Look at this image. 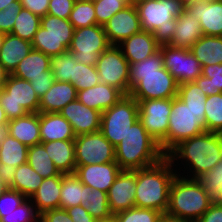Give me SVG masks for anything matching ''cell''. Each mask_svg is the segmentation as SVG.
I'll use <instances>...</instances> for the list:
<instances>
[{"mask_svg":"<svg viewBox=\"0 0 222 222\" xmlns=\"http://www.w3.org/2000/svg\"><path fill=\"white\" fill-rule=\"evenodd\" d=\"M129 95L136 101L170 99L178 95L175 78L163 66L160 49L148 58L130 64Z\"/></svg>","mask_w":222,"mask_h":222,"instance_id":"1","label":"cell"},{"mask_svg":"<svg viewBox=\"0 0 222 222\" xmlns=\"http://www.w3.org/2000/svg\"><path fill=\"white\" fill-rule=\"evenodd\" d=\"M165 157L176 167V161L184 160L185 165H182L186 167L184 173L187 175L182 176L198 179L212 170L222 159V134L205 131L180 141Z\"/></svg>","mask_w":222,"mask_h":222,"instance_id":"2","label":"cell"},{"mask_svg":"<svg viewBox=\"0 0 222 222\" xmlns=\"http://www.w3.org/2000/svg\"><path fill=\"white\" fill-rule=\"evenodd\" d=\"M164 157L159 163L136 170L135 207L150 208L165 215L169 205L170 185L178 173Z\"/></svg>","mask_w":222,"mask_h":222,"instance_id":"3","label":"cell"},{"mask_svg":"<svg viewBox=\"0 0 222 222\" xmlns=\"http://www.w3.org/2000/svg\"><path fill=\"white\" fill-rule=\"evenodd\" d=\"M165 154L159 143L146 131L138 119L115 147V159L121 170H139L159 163Z\"/></svg>","mask_w":222,"mask_h":222,"instance_id":"4","label":"cell"},{"mask_svg":"<svg viewBox=\"0 0 222 222\" xmlns=\"http://www.w3.org/2000/svg\"><path fill=\"white\" fill-rule=\"evenodd\" d=\"M212 203L197 179L183 177L178 172L170 185L169 205L164 216L196 222Z\"/></svg>","mask_w":222,"mask_h":222,"instance_id":"5","label":"cell"},{"mask_svg":"<svg viewBox=\"0 0 222 222\" xmlns=\"http://www.w3.org/2000/svg\"><path fill=\"white\" fill-rule=\"evenodd\" d=\"M186 8V0H149L136 5L141 30L151 32L159 45H168L176 19Z\"/></svg>","mask_w":222,"mask_h":222,"instance_id":"6","label":"cell"},{"mask_svg":"<svg viewBox=\"0 0 222 222\" xmlns=\"http://www.w3.org/2000/svg\"><path fill=\"white\" fill-rule=\"evenodd\" d=\"M73 33L74 27L69 19L47 14L41 17V24L35 33L32 47L49 57L57 56L68 51Z\"/></svg>","mask_w":222,"mask_h":222,"instance_id":"7","label":"cell"},{"mask_svg":"<svg viewBox=\"0 0 222 222\" xmlns=\"http://www.w3.org/2000/svg\"><path fill=\"white\" fill-rule=\"evenodd\" d=\"M40 98L30 81L9 75L0 91V105L8 120L23 117L28 113H39Z\"/></svg>","mask_w":222,"mask_h":222,"instance_id":"8","label":"cell"},{"mask_svg":"<svg viewBox=\"0 0 222 222\" xmlns=\"http://www.w3.org/2000/svg\"><path fill=\"white\" fill-rule=\"evenodd\" d=\"M138 119V102L130 95H125L101 113L100 132L116 147Z\"/></svg>","mask_w":222,"mask_h":222,"instance_id":"9","label":"cell"},{"mask_svg":"<svg viewBox=\"0 0 222 222\" xmlns=\"http://www.w3.org/2000/svg\"><path fill=\"white\" fill-rule=\"evenodd\" d=\"M167 132V153L180 141L206 131L205 113L193 112L180 98H172Z\"/></svg>","mask_w":222,"mask_h":222,"instance_id":"10","label":"cell"},{"mask_svg":"<svg viewBox=\"0 0 222 222\" xmlns=\"http://www.w3.org/2000/svg\"><path fill=\"white\" fill-rule=\"evenodd\" d=\"M139 120L146 131L159 143L161 151L167 154V132L171 114L172 98L137 101Z\"/></svg>","mask_w":222,"mask_h":222,"instance_id":"11","label":"cell"},{"mask_svg":"<svg viewBox=\"0 0 222 222\" xmlns=\"http://www.w3.org/2000/svg\"><path fill=\"white\" fill-rule=\"evenodd\" d=\"M110 46L102 25L74 29L68 49L77 63L96 66L99 55Z\"/></svg>","mask_w":222,"mask_h":222,"instance_id":"12","label":"cell"},{"mask_svg":"<svg viewBox=\"0 0 222 222\" xmlns=\"http://www.w3.org/2000/svg\"><path fill=\"white\" fill-rule=\"evenodd\" d=\"M96 69L100 83L113 86L124 95H129L130 64L119 46L110 45L103 51L97 60Z\"/></svg>","mask_w":222,"mask_h":222,"instance_id":"13","label":"cell"},{"mask_svg":"<svg viewBox=\"0 0 222 222\" xmlns=\"http://www.w3.org/2000/svg\"><path fill=\"white\" fill-rule=\"evenodd\" d=\"M159 49L163 57V66L181 85L194 82L202 75V66L190 49L160 45Z\"/></svg>","mask_w":222,"mask_h":222,"instance_id":"14","label":"cell"},{"mask_svg":"<svg viewBox=\"0 0 222 222\" xmlns=\"http://www.w3.org/2000/svg\"><path fill=\"white\" fill-rule=\"evenodd\" d=\"M76 165L102 164L116 161L115 147L98 131L76 136Z\"/></svg>","mask_w":222,"mask_h":222,"instance_id":"15","label":"cell"},{"mask_svg":"<svg viewBox=\"0 0 222 222\" xmlns=\"http://www.w3.org/2000/svg\"><path fill=\"white\" fill-rule=\"evenodd\" d=\"M110 45L118 46L125 39L141 31V22L136 6L129 4L114 14L104 25Z\"/></svg>","mask_w":222,"mask_h":222,"instance_id":"16","label":"cell"},{"mask_svg":"<svg viewBox=\"0 0 222 222\" xmlns=\"http://www.w3.org/2000/svg\"><path fill=\"white\" fill-rule=\"evenodd\" d=\"M136 170H121L107 192L109 209L113 215L135 206Z\"/></svg>","mask_w":222,"mask_h":222,"instance_id":"17","label":"cell"},{"mask_svg":"<svg viewBox=\"0 0 222 222\" xmlns=\"http://www.w3.org/2000/svg\"><path fill=\"white\" fill-rule=\"evenodd\" d=\"M186 9L199 20L203 35L222 36V0L186 1Z\"/></svg>","mask_w":222,"mask_h":222,"instance_id":"18","label":"cell"},{"mask_svg":"<svg viewBox=\"0 0 222 222\" xmlns=\"http://www.w3.org/2000/svg\"><path fill=\"white\" fill-rule=\"evenodd\" d=\"M71 125L76 136L100 131L101 113L77 99L59 112Z\"/></svg>","mask_w":222,"mask_h":222,"instance_id":"19","label":"cell"},{"mask_svg":"<svg viewBox=\"0 0 222 222\" xmlns=\"http://www.w3.org/2000/svg\"><path fill=\"white\" fill-rule=\"evenodd\" d=\"M120 171L121 168L117 162L113 161L102 164L76 165L74 174L83 184L107 193Z\"/></svg>","mask_w":222,"mask_h":222,"instance_id":"20","label":"cell"},{"mask_svg":"<svg viewBox=\"0 0 222 222\" xmlns=\"http://www.w3.org/2000/svg\"><path fill=\"white\" fill-rule=\"evenodd\" d=\"M118 46L129 64H135L156 53L160 45L153 33L141 30L125 39Z\"/></svg>","mask_w":222,"mask_h":222,"instance_id":"21","label":"cell"},{"mask_svg":"<svg viewBox=\"0 0 222 222\" xmlns=\"http://www.w3.org/2000/svg\"><path fill=\"white\" fill-rule=\"evenodd\" d=\"M123 96L125 95L119 89L100 82L91 88L77 92L78 101L100 113L111 108Z\"/></svg>","mask_w":222,"mask_h":222,"instance_id":"22","label":"cell"},{"mask_svg":"<svg viewBox=\"0 0 222 222\" xmlns=\"http://www.w3.org/2000/svg\"><path fill=\"white\" fill-rule=\"evenodd\" d=\"M77 99V90L70 82L54 81L40 98V113L60 112L68 103Z\"/></svg>","mask_w":222,"mask_h":222,"instance_id":"23","label":"cell"},{"mask_svg":"<svg viewBox=\"0 0 222 222\" xmlns=\"http://www.w3.org/2000/svg\"><path fill=\"white\" fill-rule=\"evenodd\" d=\"M203 36L201 24L186 8L176 19L174 35L168 45L177 48L190 47Z\"/></svg>","mask_w":222,"mask_h":222,"instance_id":"24","label":"cell"},{"mask_svg":"<svg viewBox=\"0 0 222 222\" xmlns=\"http://www.w3.org/2000/svg\"><path fill=\"white\" fill-rule=\"evenodd\" d=\"M39 124L41 142L74 140L76 138L72 125L58 112H39Z\"/></svg>","mask_w":222,"mask_h":222,"instance_id":"25","label":"cell"},{"mask_svg":"<svg viewBox=\"0 0 222 222\" xmlns=\"http://www.w3.org/2000/svg\"><path fill=\"white\" fill-rule=\"evenodd\" d=\"M7 129L8 134L28 147L41 144L39 113H28L9 120Z\"/></svg>","mask_w":222,"mask_h":222,"instance_id":"26","label":"cell"},{"mask_svg":"<svg viewBox=\"0 0 222 222\" xmlns=\"http://www.w3.org/2000/svg\"><path fill=\"white\" fill-rule=\"evenodd\" d=\"M62 176L63 173H60L44 178L37 191L30 197L40 215L44 211L59 208Z\"/></svg>","mask_w":222,"mask_h":222,"instance_id":"27","label":"cell"},{"mask_svg":"<svg viewBox=\"0 0 222 222\" xmlns=\"http://www.w3.org/2000/svg\"><path fill=\"white\" fill-rule=\"evenodd\" d=\"M60 173L73 174L76 170L74 140L41 142Z\"/></svg>","mask_w":222,"mask_h":222,"instance_id":"28","label":"cell"},{"mask_svg":"<svg viewBox=\"0 0 222 222\" xmlns=\"http://www.w3.org/2000/svg\"><path fill=\"white\" fill-rule=\"evenodd\" d=\"M32 49V42L12 34H5L0 50V63L11 74Z\"/></svg>","mask_w":222,"mask_h":222,"instance_id":"29","label":"cell"},{"mask_svg":"<svg viewBox=\"0 0 222 222\" xmlns=\"http://www.w3.org/2000/svg\"><path fill=\"white\" fill-rule=\"evenodd\" d=\"M51 57L41 51L32 49L31 52L22 59L11 75L30 81L31 78L45 76V72L51 70Z\"/></svg>","mask_w":222,"mask_h":222,"instance_id":"30","label":"cell"},{"mask_svg":"<svg viewBox=\"0 0 222 222\" xmlns=\"http://www.w3.org/2000/svg\"><path fill=\"white\" fill-rule=\"evenodd\" d=\"M191 53L201 66L222 63V36L203 35L191 47Z\"/></svg>","mask_w":222,"mask_h":222,"instance_id":"31","label":"cell"},{"mask_svg":"<svg viewBox=\"0 0 222 222\" xmlns=\"http://www.w3.org/2000/svg\"><path fill=\"white\" fill-rule=\"evenodd\" d=\"M86 185L73 174H63L61 183V193L59 208L79 206L85 202Z\"/></svg>","mask_w":222,"mask_h":222,"instance_id":"32","label":"cell"},{"mask_svg":"<svg viewBox=\"0 0 222 222\" xmlns=\"http://www.w3.org/2000/svg\"><path fill=\"white\" fill-rule=\"evenodd\" d=\"M41 177L28 163L17 167L14 181L9 188L20 192L26 198H30L43 182Z\"/></svg>","mask_w":222,"mask_h":222,"instance_id":"33","label":"cell"},{"mask_svg":"<svg viewBox=\"0 0 222 222\" xmlns=\"http://www.w3.org/2000/svg\"><path fill=\"white\" fill-rule=\"evenodd\" d=\"M29 147L7 133L0 146V163L9 167H19L27 163Z\"/></svg>","mask_w":222,"mask_h":222,"instance_id":"34","label":"cell"},{"mask_svg":"<svg viewBox=\"0 0 222 222\" xmlns=\"http://www.w3.org/2000/svg\"><path fill=\"white\" fill-rule=\"evenodd\" d=\"M82 206L96 220H108L113 217L109 209L108 196L106 192L92 189L86 185V197Z\"/></svg>","mask_w":222,"mask_h":222,"instance_id":"35","label":"cell"},{"mask_svg":"<svg viewBox=\"0 0 222 222\" xmlns=\"http://www.w3.org/2000/svg\"><path fill=\"white\" fill-rule=\"evenodd\" d=\"M27 163L43 178L60 174L42 144L29 147Z\"/></svg>","mask_w":222,"mask_h":222,"instance_id":"36","label":"cell"},{"mask_svg":"<svg viewBox=\"0 0 222 222\" xmlns=\"http://www.w3.org/2000/svg\"><path fill=\"white\" fill-rule=\"evenodd\" d=\"M41 24V17L21 8L10 34L32 42Z\"/></svg>","mask_w":222,"mask_h":222,"instance_id":"37","label":"cell"},{"mask_svg":"<svg viewBox=\"0 0 222 222\" xmlns=\"http://www.w3.org/2000/svg\"><path fill=\"white\" fill-rule=\"evenodd\" d=\"M194 82L206 96L222 93V63L202 66V75Z\"/></svg>","mask_w":222,"mask_h":222,"instance_id":"38","label":"cell"},{"mask_svg":"<svg viewBox=\"0 0 222 222\" xmlns=\"http://www.w3.org/2000/svg\"><path fill=\"white\" fill-rule=\"evenodd\" d=\"M180 98L193 112L205 113L207 96L195 82H187L178 86Z\"/></svg>","mask_w":222,"mask_h":222,"instance_id":"39","label":"cell"},{"mask_svg":"<svg viewBox=\"0 0 222 222\" xmlns=\"http://www.w3.org/2000/svg\"><path fill=\"white\" fill-rule=\"evenodd\" d=\"M69 21L74 29L97 25L93 0H76Z\"/></svg>","mask_w":222,"mask_h":222,"instance_id":"40","label":"cell"},{"mask_svg":"<svg viewBox=\"0 0 222 222\" xmlns=\"http://www.w3.org/2000/svg\"><path fill=\"white\" fill-rule=\"evenodd\" d=\"M205 121L206 131L222 134V93L207 96Z\"/></svg>","mask_w":222,"mask_h":222,"instance_id":"41","label":"cell"},{"mask_svg":"<svg viewBox=\"0 0 222 222\" xmlns=\"http://www.w3.org/2000/svg\"><path fill=\"white\" fill-rule=\"evenodd\" d=\"M76 63L75 57L69 51L51 57L50 65L54 81L70 82Z\"/></svg>","mask_w":222,"mask_h":222,"instance_id":"42","label":"cell"},{"mask_svg":"<svg viewBox=\"0 0 222 222\" xmlns=\"http://www.w3.org/2000/svg\"><path fill=\"white\" fill-rule=\"evenodd\" d=\"M116 222H161L164 215L154 209L132 207L113 215Z\"/></svg>","mask_w":222,"mask_h":222,"instance_id":"43","label":"cell"},{"mask_svg":"<svg viewBox=\"0 0 222 222\" xmlns=\"http://www.w3.org/2000/svg\"><path fill=\"white\" fill-rule=\"evenodd\" d=\"M70 83L75 86L77 92L97 85L99 83V75L96 66L76 63Z\"/></svg>","mask_w":222,"mask_h":222,"instance_id":"44","label":"cell"},{"mask_svg":"<svg viewBox=\"0 0 222 222\" xmlns=\"http://www.w3.org/2000/svg\"><path fill=\"white\" fill-rule=\"evenodd\" d=\"M97 25H104L114 14L129 5V0H93Z\"/></svg>","mask_w":222,"mask_h":222,"instance_id":"45","label":"cell"},{"mask_svg":"<svg viewBox=\"0 0 222 222\" xmlns=\"http://www.w3.org/2000/svg\"><path fill=\"white\" fill-rule=\"evenodd\" d=\"M1 222H40V214L37 212L30 198H27L10 214H4Z\"/></svg>","mask_w":222,"mask_h":222,"instance_id":"46","label":"cell"},{"mask_svg":"<svg viewBox=\"0 0 222 222\" xmlns=\"http://www.w3.org/2000/svg\"><path fill=\"white\" fill-rule=\"evenodd\" d=\"M197 180L200 182L208 196L214 200L222 187V159L212 170L207 171Z\"/></svg>","mask_w":222,"mask_h":222,"instance_id":"47","label":"cell"},{"mask_svg":"<svg viewBox=\"0 0 222 222\" xmlns=\"http://www.w3.org/2000/svg\"><path fill=\"white\" fill-rule=\"evenodd\" d=\"M27 198L18 191L7 187L0 195V218L10 214Z\"/></svg>","mask_w":222,"mask_h":222,"instance_id":"48","label":"cell"},{"mask_svg":"<svg viewBox=\"0 0 222 222\" xmlns=\"http://www.w3.org/2000/svg\"><path fill=\"white\" fill-rule=\"evenodd\" d=\"M21 8L22 6L19 2L17 5L0 10V32L4 34L11 33L15 19L21 11Z\"/></svg>","mask_w":222,"mask_h":222,"instance_id":"49","label":"cell"},{"mask_svg":"<svg viewBox=\"0 0 222 222\" xmlns=\"http://www.w3.org/2000/svg\"><path fill=\"white\" fill-rule=\"evenodd\" d=\"M76 0H49L48 13L62 19H69Z\"/></svg>","mask_w":222,"mask_h":222,"instance_id":"50","label":"cell"},{"mask_svg":"<svg viewBox=\"0 0 222 222\" xmlns=\"http://www.w3.org/2000/svg\"><path fill=\"white\" fill-rule=\"evenodd\" d=\"M54 82L52 70L46 71L45 76L31 78L30 83L35 90L37 96L41 98L51 87Z\"/></svg>","mask_w":222,"mask_h":222,"instance_id":"51","label":"cell"},{"mask_svg":"<svg viewBox=\"0 0 222 222\" xmlns=\"http://www.w3.org/2000/svg\"><path fill=\"white\" fill-rule=\"evenodd\" d=\"M19 2L23 8L40 17L48 13L49 0H19Z\"/></svg>","mask_w":222,"mask_h":222,"instance_id":"52","label":"cell"},{"mask_svg":"<svg viewBox=\"0 0 222 222\" xmlns=\"http://www.w3.org/2000/svg\"><path fill=\"white\" fill-rule=\"evenodd\" d=\"M40 222H73L66 209H51L40 215Z\"/></svg>","mask_w":222,"mask_h":222,"instance_id":"53","label":"cell"},{"mask_svg":"<svg viewBox=\"0 0 222 222\" xmlns=\"http://www.w3.org/2000/svg\"><path fill=\"white\" fill-rule=\"evenodd\" d=\"M66 211L73 222H99L82 205L69 207Z\"/></svg>","mask_w":222,"mask_h":222,"instance_id":"54","label":"cell"},{"mask_svg":"<svg viewBox=\"0 0 222 222\" xmlns=\"http://www.w3.org/2000/svg\"><path fill=\"white\" fill-rule=\"evenodd\" d=\"M196 222H222V205L213 202Z\"/></svg>","mask_w":222,"mask_h":222,"instance_id":"55","label":"cell"},{"mask_svg":"<svg viewBox=\"0 0 222 222\" xmlns=\"http://www.w3.org/2000/svg\"><path fill=\"white\" fill-rule=\"evenodd\" d=\"M16 167H9L7 164L0 163V180L9 187L14 181Z\"/></svg>","mask_w":222,"mask_h":222,"instance_id":"56","label":"cell"},{"mask_svg":"<svg viewBox=\"0 0 222 222\" xmlns=\"http://www.w3.org/2000/svg\"><path fill=\"white\" fill-rule=\"evenodd\" d=\"M9 75H10V73L0 63V90L3 89L5 83L7 82Z\"/></svg>","mask_w":222,"mask_h":222,"instance_id":"57","label":"cell"},{"mask_svg":"<svg viewBox=\"0 0 222 222\" xmlns=\"http://www.w3.org/2000/svg\"><path fill=\"white\" fill-rule=\"evenodd\" d=\"M18 3L19 0H0V10L12 7L13 5H17Z\"/></svg>","mask_w":222,"mask_h":222,"instance_id":"58","label":"cell"},{"mask_svg":"<svg viewBox=\"0 0 222 222\" xmlns=\"http://www.w3.org/2000/svg\"><path fill=\"white\" fill-rule=\"evenodd\" d=\"M9 120L7 119V116L5 115V112L0 105V126L7 125Z\"/></svg>","mask_w":222,"mask_h":222,"instance_id":"59","label":"cell"},{"mask_svg":"<svg viewBox=\"0 0 222 222\" xmlns=\"http://www.w3.org/2000/svg\"><path fill=\"white\" fill-rule=\"evenodd\" d=\"M8 133L7 125L0 126V146Z\"/></svg>","mask_w":222,"mask_h":222,"instance_id":"60","label":"cell"},{"mask_svg":"<svg viewBox=\"0 0 222 222\" xmlns=\"http://www.w3.org/2000/svg\"><path fill=\"white\" fill-rule=\"evenodd\" d=\"M213 202L222 205V187L216 198L213 200Z\"/></svg>","mask_w":222,"mask_h":222,"instance_id":"61","label":"cell"},{"mask_svg":"<svg viewBox=\"0 0 222 222\" xmlns=\"http://www.w3.org/2000/svg\"><path fill=\"white\" fill-rule=\"evenodd\" d=\"M146 1H149V0H129V4L136 6V5L146 2Z\"/></svg>","mask_w":222,"mask_h":222,"instance_id":"62","label":"cell"},{"mask_svg":"<svg viewBox=\"0 0 222 222\" xmlns=\"http://www.w3.org/2000/svg\"><path fill=\"white\" fill-rule=\"evenodd\" d=\"M162 222H187V221L175 220L164 216Z\"/></svg>","mask_w":222,"mask_h":222,"instance_id":"63","label":"cell"},{"mask_svg":"<svg viewBox=\"0 0 222 222\" xmlns=\"http://www.w3.org/2000/svg\"><path fill=\"white\" fill-rule=\"evenodd\" d=\"M7 188V186L0 180V195L3 193V191Z\"/></svg>","mask_w":222,"mask_h":222,"instance_id":"64","label":"cell"},{"mask_svg":"<svg viewBox=\"0 0 222 222\" xmlns=\"http://www.w3.org/2000/svg\"><path fill=\"white\" fill-rule=\"evenodd\" d=\"M4 36H5V34L2 33V32H0V50H1V47H2V45H3Z\"/></svg>","mask_w":222,"mask_h":222,"instance_id":"65","label":"cell"},{"mask_svg":"<svg viewBox=\"0 0 222 222\" xmlns=\"http://www.w3.org/2000/svg\"><path fill=\"white\" fill-rule=\"evenodd\" d=\"M99 222H116L114 217L108 219V220H102V221H99Z\"/></svg>","mask_w":222,"mask_h":222,"instance_id":"66","label":"cell"}]
</instances>
